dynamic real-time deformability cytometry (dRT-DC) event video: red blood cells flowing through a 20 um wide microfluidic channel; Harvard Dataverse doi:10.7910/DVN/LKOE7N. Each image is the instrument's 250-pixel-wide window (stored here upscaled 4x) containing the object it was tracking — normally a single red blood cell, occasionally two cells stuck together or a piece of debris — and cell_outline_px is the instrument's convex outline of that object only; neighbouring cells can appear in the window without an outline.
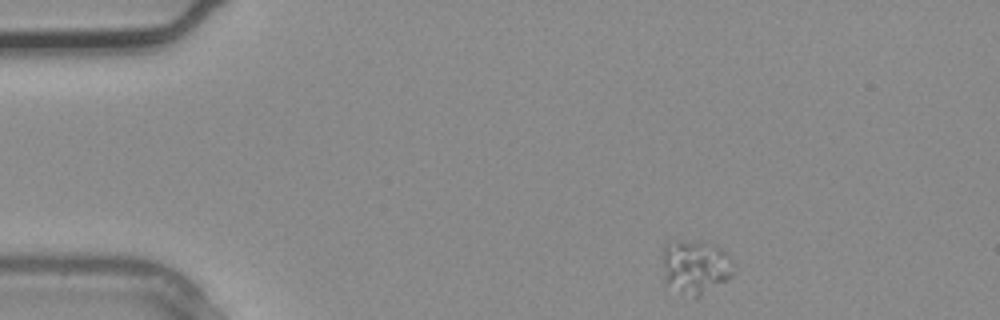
{"species": "common noctule bat (a hibernating species)", "species_latin": "Nyctalus noctula", "temperature_condition": "warm", "stored_images_in_passage": 2, "camera_frame_rate_fps": 3000, "um_per_image_px": 0.085, "animal": {"sex": "male", "body_mass_g": 20.4}, "frame": {"image": 1, "passage_image": 1, "time_ms": 0.0, "image_size_px": [1000, 320], "cell_outline_px": [[732, 276], [728, 280], [696, 300], [664, 284], [664, 244], [668, 240], [700, 240], [716, 244], [728, 252], [732, 256]], "centroid_in_image_um": [59.14, 22.67], "position_along_channel_um": 25.9, "area_um2": 23.29}}
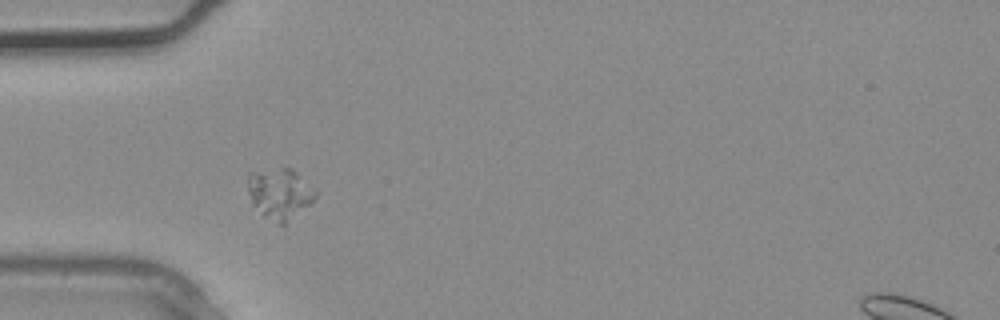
{"frame": {"image": 2, "passage_image": 2, "time_ms": 0.333, "image_size_px": [1000, 320], "cell_outline_px": [[316, 196], [308, 204], [284, 224], [280, 224], [264, 212], [252, 200], [248, 192], [248, 172], [284, 168], [288, 168], [296, 172], [316, 192]], "centroid_in_image_um": [23.77, 16.39], "position_along_channel_um": 61.2, "area_um2": 18.67}}